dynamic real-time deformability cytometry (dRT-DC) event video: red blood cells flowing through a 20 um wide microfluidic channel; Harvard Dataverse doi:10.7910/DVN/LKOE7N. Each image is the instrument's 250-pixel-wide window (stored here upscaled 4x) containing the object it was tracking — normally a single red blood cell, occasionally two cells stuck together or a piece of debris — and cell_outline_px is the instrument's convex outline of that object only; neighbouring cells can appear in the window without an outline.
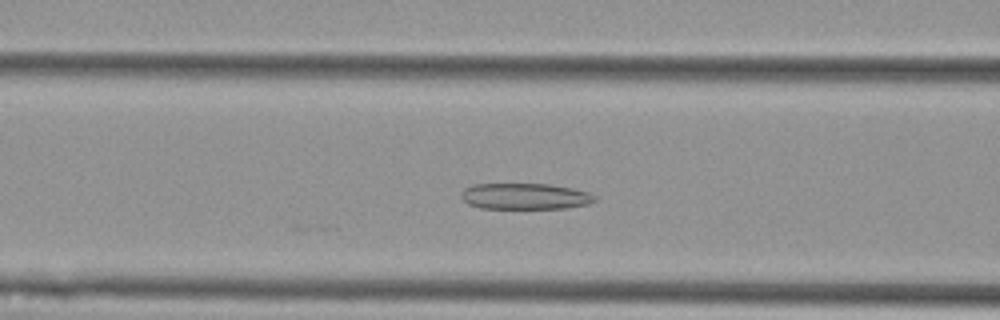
{"species": "Egyptian fruit bat (a non-hibernating species)", "species_latin": "Rousettus aegyptiacus", "temperature_condition": "cold", "stored_images_in_passage": 21, "camera_frame_rate_fps": 3000, "um_per_image_px": 0.085, "animal": {"sex": "female"}, "frame": {"image": 1, "passage_image": 17, "time_ms": 5.333, "image_size_px": [1000, 320], "cell_outline_px": [[596, 200], [588, 204], [568, 208], [480, 208], [468, 204], [460, 196], [460, 192], [464, 188], [472, 184], [548, 184], [572, 188], [588, 192], [596, 196]], "centroid_in_image_um": [44.61, 16.68], "position_along_channel_um": 122.0, "area_um2": 20.4}}
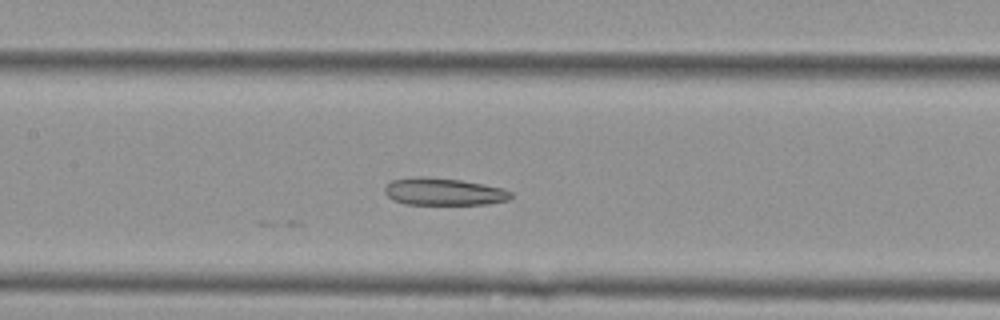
{"frame": {"image": 2, "passage_image": 21, "time_ms": 6.667, "image_size_px": [1000, 320], "cell_outline_px": [[512, 196], [508, 200], [488, 204], [404, 204], [392, 200], [384, 192], [384, 188], [392, 180], [416, 176], [420, 176], [460, 180], [500, 188], [512, 192]], "centroid_in_image_um": [37.67, 16.3], "position_along_channel_um": 169.7, "area_um2": 19.88}}